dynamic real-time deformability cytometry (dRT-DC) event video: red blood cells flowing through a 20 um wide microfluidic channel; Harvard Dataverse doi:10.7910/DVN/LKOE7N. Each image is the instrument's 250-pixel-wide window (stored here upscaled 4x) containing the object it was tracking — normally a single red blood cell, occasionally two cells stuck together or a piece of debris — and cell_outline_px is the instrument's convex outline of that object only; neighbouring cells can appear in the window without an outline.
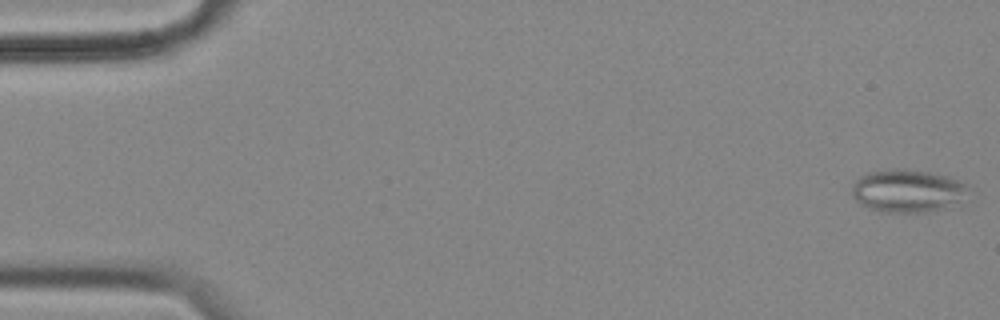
{"species": "common noctule bat (a hibernating species)", "species_latin": "Nyctalus noctula", "temperature_condition": "cold", "stored_images_in_passage": 7, "camera_frame_rate_fps": 3000, "um_per_image_px": 0.085, "animal": {"sex": "female", "body_mass_g": 18.4}, "frame": {"image": 1, "passage_image": 1, "time_ms": 0.0, "image_size_px": [1000, 320], "cell_outline_px": [[968, 188], [956, 200], [944, 208], [924, 212], [880, 212], [868, 208], [860, 204], [852, 196], [852, 188], [856, 180], [860, 176], [868, 172], [896, 168], [904, 168], [928, 172], [948, 176], [964, 184]], "centroid_in_image_um": [77.02, 16.21], "position_along_channel_um": 8.0, "area_um2": 28.5}}
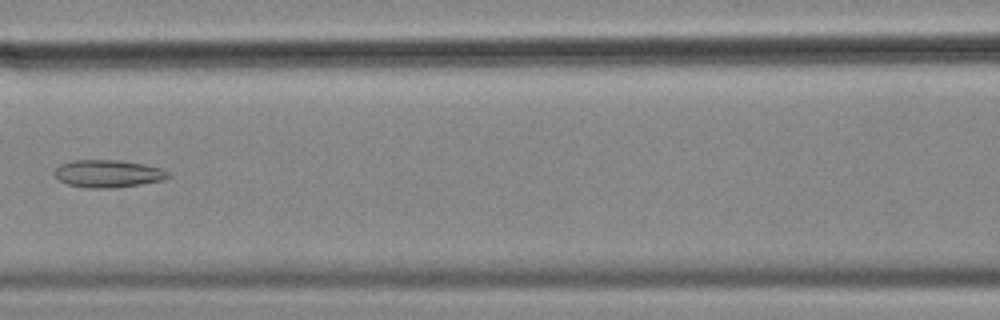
{"frame": {"image": 2, "passage_image": 7, "time_ms": 2.0, "image_size_px": [1000, 320], "cell_outline_px": [[172, 176], [164, 180], [140, 184], [112, 188], [88, 188], [68, 184], [56, 180], [52, 172], [60, 164], [72, 160], [120, 160], [144, 164], [164, 168]], "centroid_in_image_um": [9.17, 14.75], "position_along_channel_um": 157.4, "area_um2": 18.55}}